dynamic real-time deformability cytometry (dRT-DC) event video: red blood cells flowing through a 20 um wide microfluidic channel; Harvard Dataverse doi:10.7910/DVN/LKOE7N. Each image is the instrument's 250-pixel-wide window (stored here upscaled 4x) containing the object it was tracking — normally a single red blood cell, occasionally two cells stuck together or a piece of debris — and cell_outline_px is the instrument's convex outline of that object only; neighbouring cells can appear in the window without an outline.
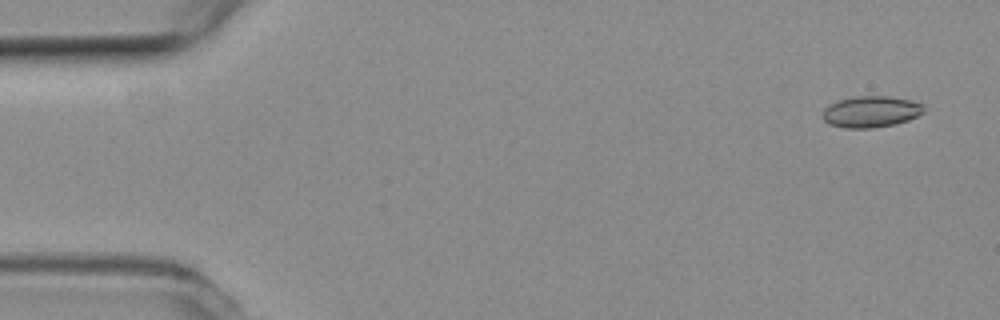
{"species": "common noctule bat (a hibernating species)", "species_latin": "Nyctalus noctula", "temperature_condition": "room temperature", "stored_images_in_passage": 4, "camera_frame_rate_fps": 3000, "um_per_image_px": 0.085, "animal": {"sex": "female", "body_mass_g": 19.3, "forearm_length_mm": 54.1}, "frame": {"image": 1, "passage_image": 1, "time_ms": 0.0, "image_size_px": [1000, 320], "cell_outline_px": [[924, 112], [908, 120], [896, 124], [872, 128], [844, 128], [828, 124], [824, 120], [824, 108], [840, 100], [856, 96], [888, 96], [908, 100], [924, 104]], "centroid_in_image_um": [74.05, 9.5], "position_along_channel_um": 11.0, "area_um2": 18.32}}
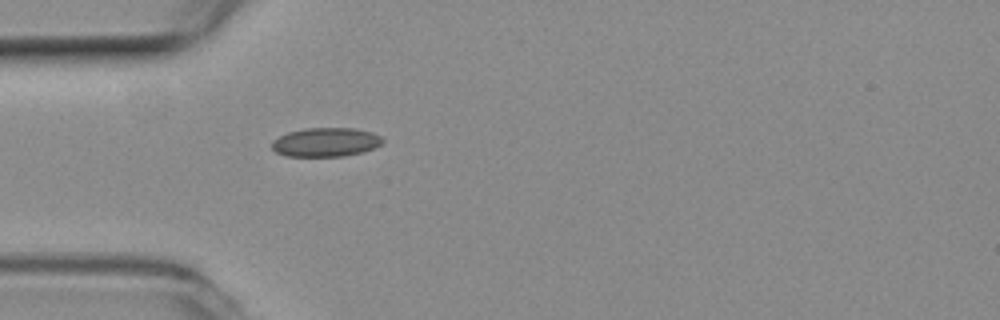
{"frame": {"image": 2, "passage_image": 4, "time_ms": 1.0, "image_size_px": [1000, 320], "cell_outline_px": [[384, 140], [380, 144], [372, 148], [360, 152], [344, 156], [284, 156], [276, 152], [272, 148], [272, 140], [288, 132], [304, 128], [356, 128], [372, 132], [380, 136]], "centroid_in_image_um": [27.66, 12.08], "position_along_channel_um": 57.3, "area_um2": 18.61}}